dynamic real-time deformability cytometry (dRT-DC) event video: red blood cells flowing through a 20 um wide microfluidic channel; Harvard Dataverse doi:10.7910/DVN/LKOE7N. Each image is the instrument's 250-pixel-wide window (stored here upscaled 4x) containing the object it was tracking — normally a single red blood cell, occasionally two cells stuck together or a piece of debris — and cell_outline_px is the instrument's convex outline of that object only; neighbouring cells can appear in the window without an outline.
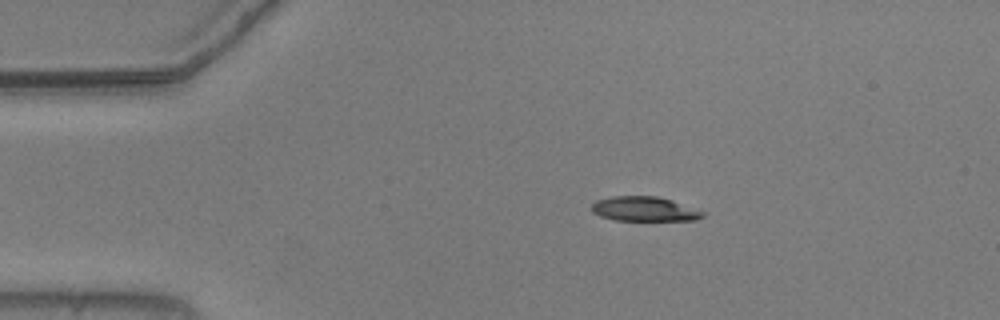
{"species": "common noctule bat (a hibernating species)", "species_latin": "Nyctalus noctula", "temperature_condition": "warm", "stored_images_in_passage": 38, "camera_frame_rate_fps": 3000, "um_per_image_px": 0.085, "animal": {"sex": "male", "body_mass_g": 20.5, "forearm_length_mm": 52.5}, "frame": {"image": 1, "passage_image": 2, "time_ms": 0.333, "image_size_px": [1000, 320], "cell_outline_px": [[704, 216], [696, 220], [616, 220], [600, 216], [592, 212], [592, 204], [596, 200], [612, 196], [656, 196], [672, 200], [700, 208], [704, 212]], "centroid_in_image_um": [54.82, 17.75], "position_along_channel_um": 30.2, "area_um2": 16.07}}
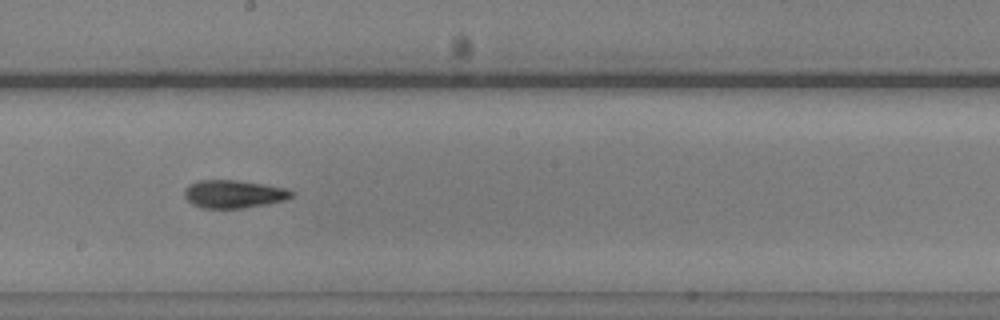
{"frame": {"image": 2, "passage_image": 22, "time_ms": 7.0, "image_size_px": [1000, 320], "cell_outline_px": [[296, 192], [292, 196], [284, 200], [268, 204], [244, 208], [204, 208], [192, 204], [184, 196], [184, 188], [188, 184], [200, 180], [236, 180], [264, 184], [288, 188]], "centroid_in_image_um": [19.88, 16.49], "position_along_channel_um": 228.3, "area_um2": 17.63}}
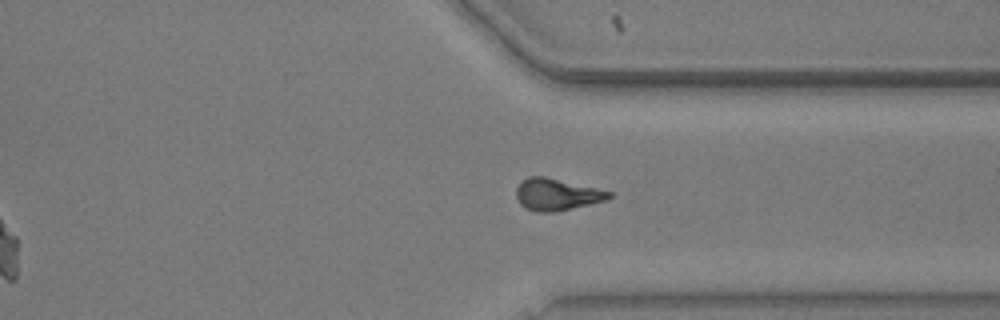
{"frame": {"image": 3, "passage_image": 33, "time_ms": 10.667, "image_size_px": [1000, 320], "cell_outline_px": [[612, 196], [608, 200], [556, 212], [536, 212], [524, 208], [520, 204], [516, 196], [516, 188], [520, 180], [528, 176], [544, 176], [612, 192]], "centroid_in_image_um": [47.29, 16.54], "position_along_channel_um": 364.1, "area_um2": 17.34}, "authors_computed_cell_mechanics": {"area_um2": 17.2533, "velocity_mm_per_s": 3.7151, "shape_relaxation_time_tau1_ms": 1.7254, "shape_relaxation_time_tau2_ms": 5.1357, "deformation_change_tau1": 0.1481, "deformation_change_tau2": 0.1569}}